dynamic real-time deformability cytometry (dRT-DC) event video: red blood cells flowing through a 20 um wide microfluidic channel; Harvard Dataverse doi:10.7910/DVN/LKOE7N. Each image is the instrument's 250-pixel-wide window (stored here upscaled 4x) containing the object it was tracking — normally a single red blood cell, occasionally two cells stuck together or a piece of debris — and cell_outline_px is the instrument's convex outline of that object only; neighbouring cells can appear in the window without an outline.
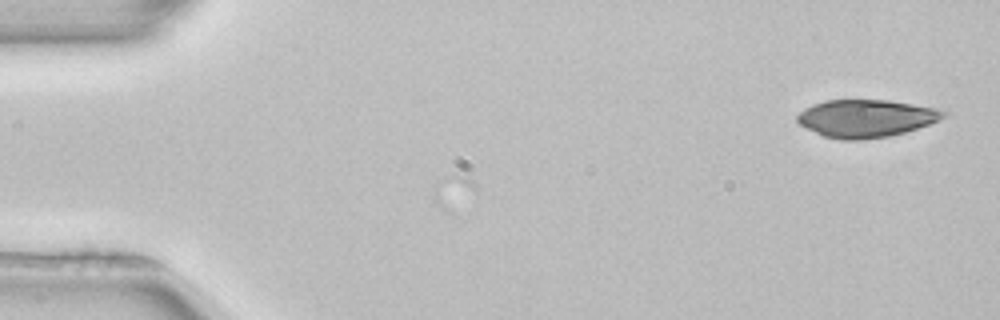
{"species": "common noctule bat (a hibernating species)", "species_latin": "Nyctalus noctula", "temperature_condition": "room temperature", "stored_images_in_passage": 9, "camera_frame_rate_fps": 3000, "um_per_image_px": 0.085, "animal": {"sex": "female", "body_mass_g": 22.7, "forearm_length_mm": 54.2}, "frame": {"image": 1, "passage_image": 9, "time_ms": 2.667, "image_size_px": [1000, 320], "cell_outline_px": [[948, 112], [944, 116], [928, 124], [904, 132], [888, 136], [864, 140], [840, 140], [824, 136], [800, 124], [796, 120], [796, 116], [804, 108], [812, 104], [824, 100], [888, 100], [940, 108]], "centroid_in_image_um": [73.59, 10.05], "position_along_channel_um": 11.4, "area_um2": 31.96}}